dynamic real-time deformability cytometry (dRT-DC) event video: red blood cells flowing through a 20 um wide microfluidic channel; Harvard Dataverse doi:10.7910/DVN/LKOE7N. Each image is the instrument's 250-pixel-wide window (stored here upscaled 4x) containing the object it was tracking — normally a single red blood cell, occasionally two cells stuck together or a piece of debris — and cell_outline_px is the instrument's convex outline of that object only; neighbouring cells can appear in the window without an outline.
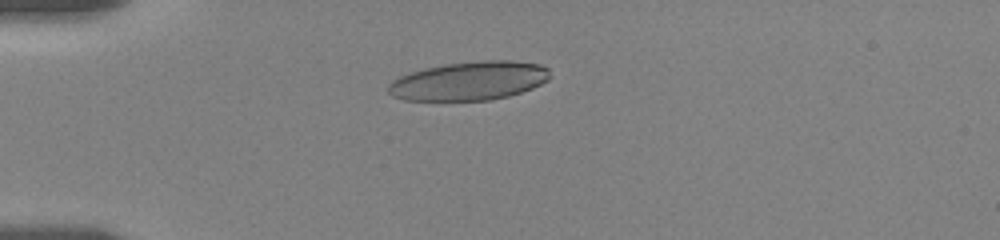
{"species": "human", "species_latin": "Homo sapiens", "temperature_condition": "room temperature", "stored_images_in_passage": 43, "camera_frame_rate_fps": 3000, "um_per_image_px": 0.085, "donor": {"sex": "female"}, "frame": {"image": 1, "passage_image": 1, "time_ms": 0.0, "image_size_px": [1000, 240], "cell_outline_px": [[548, 80], [532, 88], [508, 96], [488, 100], [404, 100], [392, 96], [388, 92], [388, 84], [392, 80], [400, 76], [424, 68], [444, 64], [484, 60], [512, 60], [540, 64], [548, 68]], "centroid_in_image_um": [39.86, 6.87], "position_along_channel_um": 45.1, "area_um2": 36.41}}
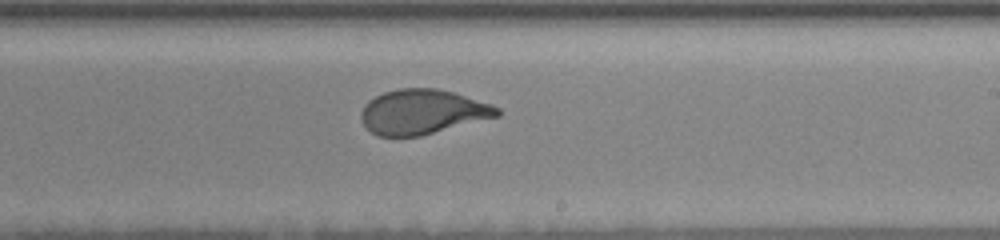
{"frame": {"image": 2, "passage_image": 21, "time_ms": 6.667, "image_size_px": [1000, 240], "cell_outline_px": [[500, 116], [420, 136], [376, 136], [364, 124], [360, 116], [360, 112], [364, 104], [368, 100], [384, 92], [400, 88], [436, 88], [452, 92], [492, 104], [500, 108]], "centroid_in_image_um": [35.91, 9.51], "position_along_channel_um": 253.1, "area_um2": 35.49}}
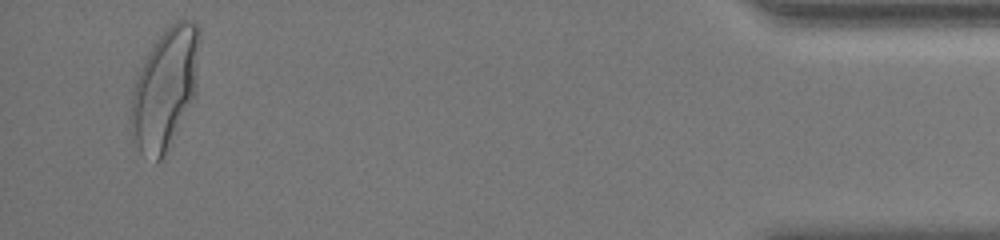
{"frame": {"image": 3, "passage_image": 41, "time_ms": 13.333, "image_size_px": [1000, 240], "cell_outline_px": [[200, 40], [196, 96], [168, 152], [156, 164], [140, 152], [132, 140], [132, 96], [136, 80], [148, 52], [156, 40], [176, 20], [192, 20], [200, 28]], "centroid_in_image_um": [14.08, 7.58], "position_along_channel_um": 421.1, "area_um2": 48.49}, "authors_computed_cell_mechanics": {"area_um2": 37.1076, "velocity_mm_per_s": 3.5153, "shape_relaxation_time_tau1_ms": 4.0463, "shape_relaxation_time_tau2_ms": null, "deformation_change_tau1": 0.1847, "deformation_change_tau2": null}}